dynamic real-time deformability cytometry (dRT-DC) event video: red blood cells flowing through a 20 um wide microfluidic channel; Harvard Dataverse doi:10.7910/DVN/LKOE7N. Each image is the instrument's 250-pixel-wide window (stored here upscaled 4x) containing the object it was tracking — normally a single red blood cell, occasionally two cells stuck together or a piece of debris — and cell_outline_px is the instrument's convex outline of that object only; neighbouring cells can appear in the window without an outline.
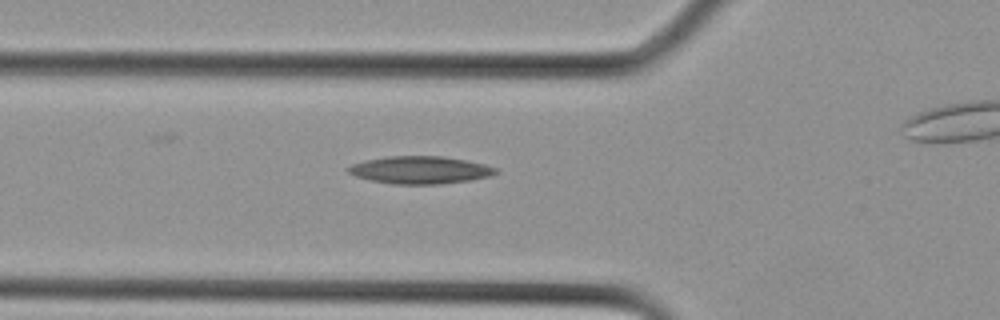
{"species": "Egyptian fruit bat (a non-hibernating species)", "species_latin": "Rousettus aegyptiacus", "temperature_condition": "cold", "stored_images_in_passage": 12, "camera_frame_rate_fps": 3000, "um_per_image_px": 0.085, "animal": {"sex": "female"}, "frame": {"image": 1, "passage_image": 9, "time_ms": 2.667, "image_size_px": [1000, 320], "cell_outline_px": [[500, 172], [488, 176], [468, 180], [440, 184], [392, 184], [372, 180], [356, 176], [348, 172], [344, 168], [352, 164], [364, 160], [388, 156], [444, 156], [468, 160], [484, 164], [496, 168]], "centroid_in_image_um": [35.69, 14.44], "position_along_channel_um": 90.1, "area_um2": 23.7}}